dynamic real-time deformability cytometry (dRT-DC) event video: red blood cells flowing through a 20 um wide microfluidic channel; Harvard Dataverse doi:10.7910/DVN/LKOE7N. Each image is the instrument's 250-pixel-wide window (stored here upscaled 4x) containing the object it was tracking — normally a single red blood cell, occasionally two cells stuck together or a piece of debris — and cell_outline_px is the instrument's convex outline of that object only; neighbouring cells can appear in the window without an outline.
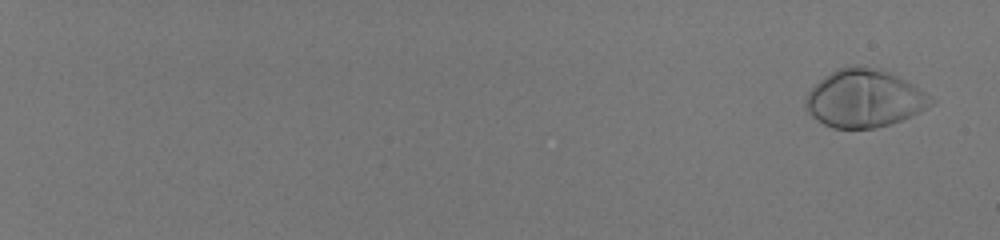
{"species": "human", "species_latin": "Homo sapiens", "temperature_condition": "room temperature", "stored_images_in_passage": 58, "camera_frame_rate_fps": 3000, "um_per_image_px": 0.085, "donor": {"sex": "male"}, "frame": {"image": 1, "passage_image": 3, "time_ms": 0.667, "image_size_px": [1000, 240], "cell_outline_px": [[936, 100], [932, 104], [920, 112], [912, 116], [888, 124], [872, 128], [832, 128], [816, 120], [808, 112], [804, 104], [804, 100], [808, 92], [824, 76], [836, 68], [856, 64], [884, 72], [896, 76], [920, 88]], "centroid_in_image_um": [73.43, 8.38], "position_along_channel_um": 11.6, "area_um2": 41.91}}
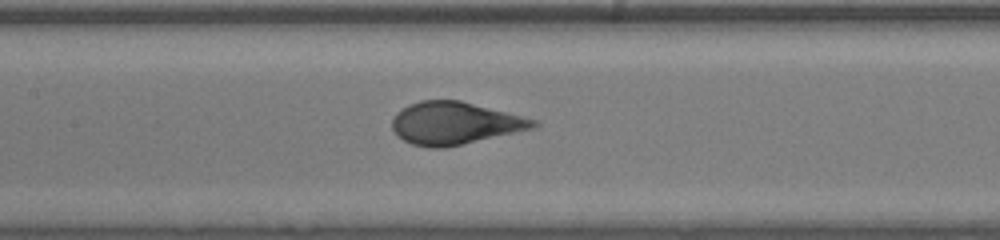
{"frame": {"image": 2, "passage_image": 35, "time_ms": 11.333, "image_size_px": [1000, 240], "cell_outline_px": [[540, 124], [536, 128], [444, 148], [428, 148], [412, 144], [396, 136], [392, 128], [392, 120], [396, 112], [408, 104], [420, 100], [460, 100], [536, 120]], "centroid_in_image_um": [38.62, 10.48], "position_along_channel_um": 168.8, "area_um2": 34.97}}
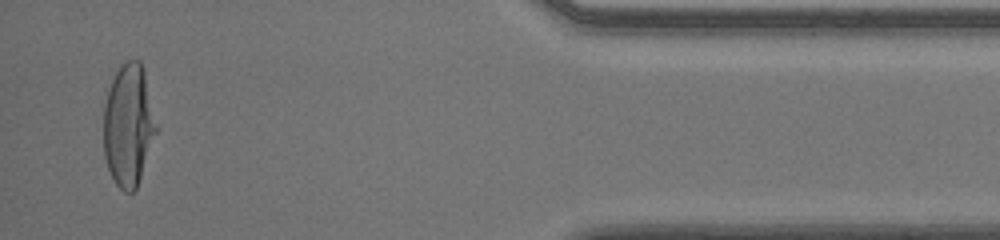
{"frame": {"image": 3, "passage_image": 57, "time_ms": 18.667, "image_size_px": [1000, 240], "cell_outline_px": [[156, 132], [136, 188], [132, 192], [124, 192], [116, 184], [108, 168], [104, 156], [104, 104], [112, 80], [120, 64], [128, 60], [140, 60], [144, 72], [156, 128]], "centroid_in_image_um": [10.89, 10.64], "position_along_channel_um": 424.3, "area_um2": 36.59}}